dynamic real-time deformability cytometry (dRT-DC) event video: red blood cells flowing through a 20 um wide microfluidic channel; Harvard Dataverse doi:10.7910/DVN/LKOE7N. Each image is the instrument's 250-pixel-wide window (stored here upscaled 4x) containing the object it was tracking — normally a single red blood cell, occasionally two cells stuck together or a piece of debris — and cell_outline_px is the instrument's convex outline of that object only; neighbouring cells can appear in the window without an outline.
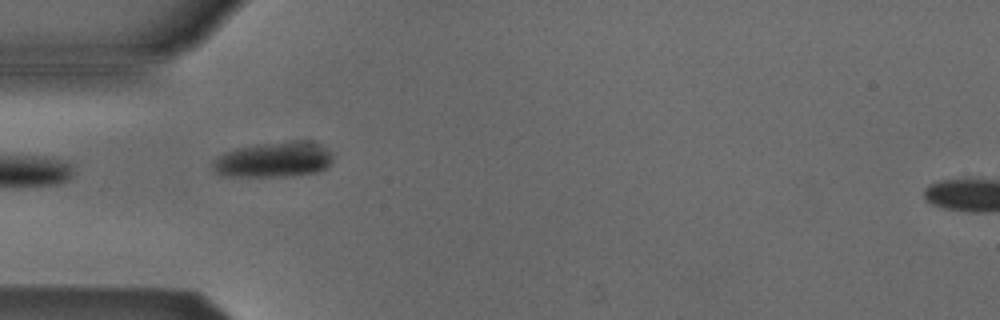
{"species": "Egyptian fruit bat (a non-hibernating species)", "species_latin": "Rousettus aegyptiacus", "temperature_condition": "cold", "stored_images_in_passage": 8, "camera_frame_rate_fps": 3000, "um_per_image_px": 0.085, "animal": {"sex": "male"}, "frame": {"image": 1, "passage_image": 4, "time_ms": 4.333, "image_size_px": [1000, 320], "cell_outline_px": [[332, 160], [328, 168], [320, 172], [292, 176], [224, 176], [216, 172], [212, 168], [212, 160], [216, 156], [224, 152], [236, 148], [256, 144], [288, 140], [304, 140], [320, 144], [332, 152]], "centroid_in_image_um": [23.29, 13.56], "position_along_channel_um": 61.7, "area_um2": 25.37}}
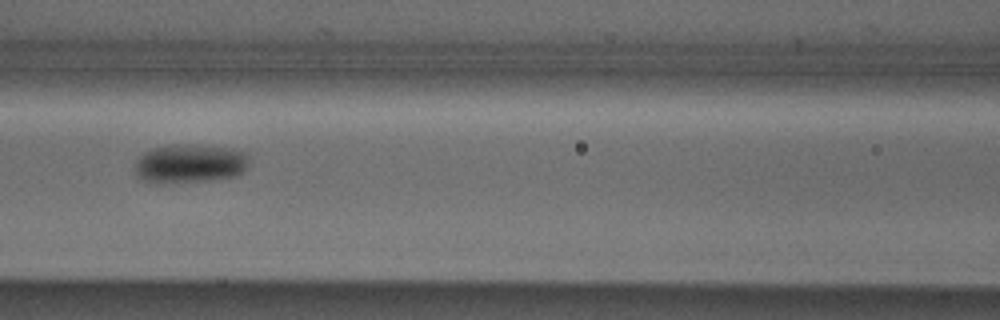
{"frame": {"image": 2, "passage_image": 6, "time_ms": 6.667, "image_size_px": [1000, 320], "cell_outline_px": [[248, 164], [244, 172], [236, 176], [204, 180], [144, 180], [136, 176], [136, 160], [144, 152], [152, 148], [168, 144], [200, 144], [228, 148], [248, 152]], "centroid_in_image_um": [16.2, 13.83], "position_along_channel_um": 150.4, "area_um2": 25.32}}
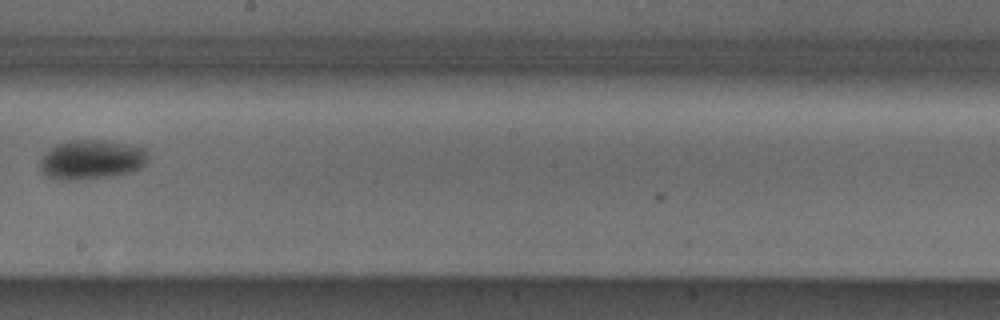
{"frame": {"image": 3, "passage_image": 8, "time_ms": 9.0, "image_size_px": [1000, 320], "cell_outline_px": [[148, 160], [140, 168], [132, 172], [112, 176], [76, 180], [64, 180], [48, 176], [40, 172], [40, 156], [44, 152], [56, 144], [68, 140], [104, 140], [128, 144], [148, 148]], "centroid_in_image_um": [7.78, 13.55], "position_along_channel_um": 240.4, "area_um2": 25.26}}